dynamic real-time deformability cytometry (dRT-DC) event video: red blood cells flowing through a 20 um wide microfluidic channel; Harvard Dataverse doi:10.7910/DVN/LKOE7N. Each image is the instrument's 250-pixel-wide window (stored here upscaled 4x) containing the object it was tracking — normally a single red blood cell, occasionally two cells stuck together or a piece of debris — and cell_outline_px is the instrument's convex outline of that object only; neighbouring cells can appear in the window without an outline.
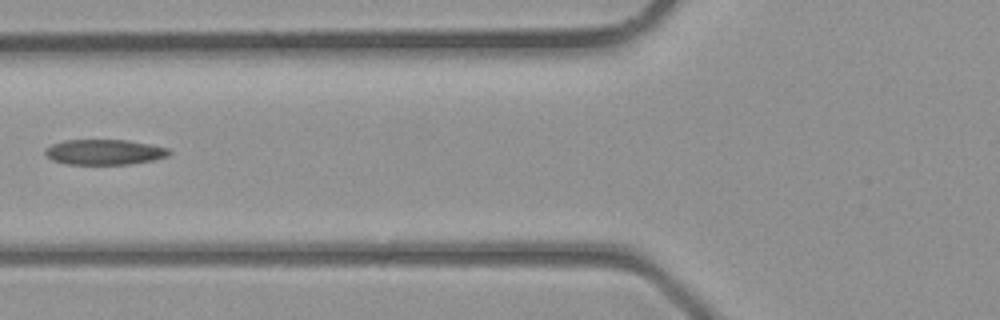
{"species": "common noctule bat (a hibernating species)", "species_latin": "Nyctalus noctula", "temperature_condition": "room temperature", "stored_images_in_passage": 25, "camera_frame_rate_fps": 3000, "um_per_image_px": 0.085, "animal": {"sex": "male", "body_mass_g": 23.1, "forearm_length_mm": 52.7}, "frame": {"image": 1, "passage_image": 4, "time_ms": 1.0, "image_size_px": [1000, 320], "cell_outline_px": [[172, 152], [168, 156], [152, 160], [128, 164], [64, 164], [52, 160], [44, 152], [52, 144], [64, 140], [128, 140], [168, 148]], "centroid_in_image_um": [8.88, 12.92], "position_along_channel_um": 116.9, "area_um2": 18.15}}
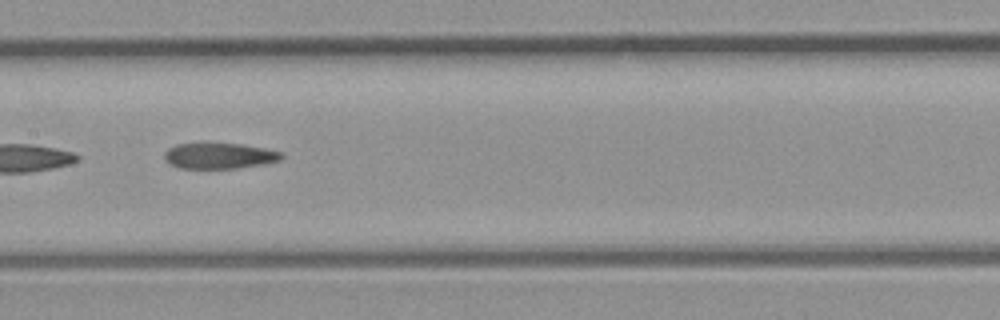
{"frame": {"image": 2, "passage_image": 8, "time_ms": 2.333, "image_size_px": [1000, 320], "cell_outline_px": [[284, 156], [280, 160], [264, 164], [240, 168], [180, 168], [168, 164], [164, 160], [164, 152], [168, 148], [176, 144], [204, 140], [240, 144], [264, 148], [284, 152]], "centroid_in_image_um": [18.59, 13.2], "position_along_channel_um": 188.8, "area_um2": 18.55}}
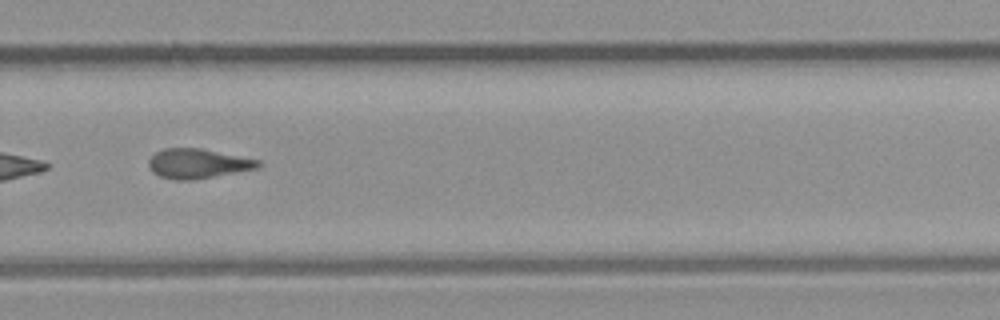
{"frame": {"image": 3, "passage_image": 15, "time_ms": 4.667, "image_size_px": [1000, 320], "cell_outline_px": [[260, 164], [256, 168], [236, 172], [192, 180], [172, 180], [160, 176], [152, 172], [148, 168], [148, 160], [156, 152], [164, 148], [200, 148], [260, 160]], "centroid_in_image_um": [16.75, 13.9], "position_along_channel_um": 313.0, "area_um2": 18.79}}